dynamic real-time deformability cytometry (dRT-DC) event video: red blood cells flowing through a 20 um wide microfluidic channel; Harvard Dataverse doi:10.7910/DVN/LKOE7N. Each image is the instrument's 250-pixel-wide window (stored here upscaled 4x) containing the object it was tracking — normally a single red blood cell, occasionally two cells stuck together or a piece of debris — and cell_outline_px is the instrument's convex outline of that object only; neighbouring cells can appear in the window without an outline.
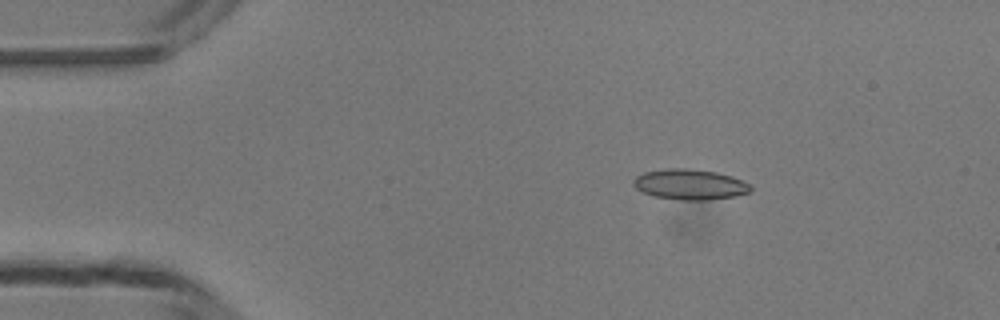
{"species": "common noctule bat (a hibernating species)", "species_latin": "Nyctalus noctula", "temperature_condition": "room temperature", "stored_images_in_passage": 41, "camera_frame_rate_fps": 3000, "um_per_image_px": 0.085, "animal": {"sex": "male", "body_mass_g": 13.3}, "frame": {"image": 1, "passage_image": 1, "time_ms": 0.0, "image_size_px": [1000, 320], "cell_outline_px": [[752, 192], [736, 196], [708, 200], [680, 200], [652, 196], [636, 188], [632, 184], [632, 180], [636, 176], [644, 172], [664, 168], [688, 168], [716, 172], [732, 176], [748, 184], [752, 188]], "centroid_in_image_um": [58.62, 15.68], "position_along_channel_um": 26.4, "area_um2": 20.98}}
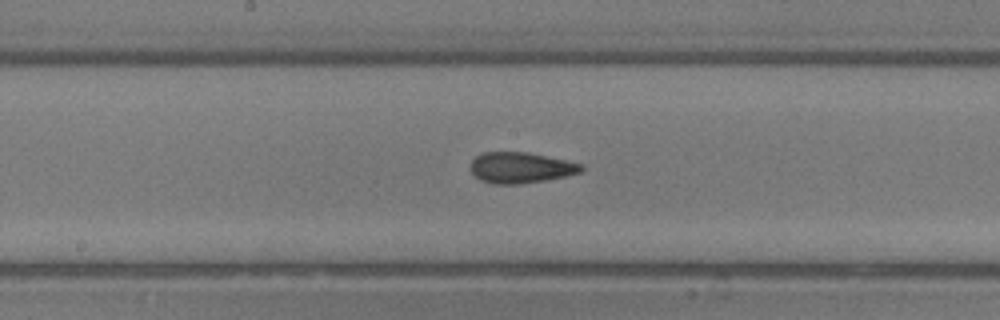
{"frame": {"image": 2, "passage_image": 18, "time_ms": 5.667, "image_size_px": [1000, 320], "cell_outline_px": [[584, 168], [580, 172], [564, 176], [544, 180], [520, 184], [492, 184], [480, 180], [468, 168], [472, 160], [476, 156], [484, 152], [528, 152], [584, 164]], "centroid_in_image_um": [44.23, 14.25], "position_along_channel_um": 204.0, "area_um2": 19.94}}
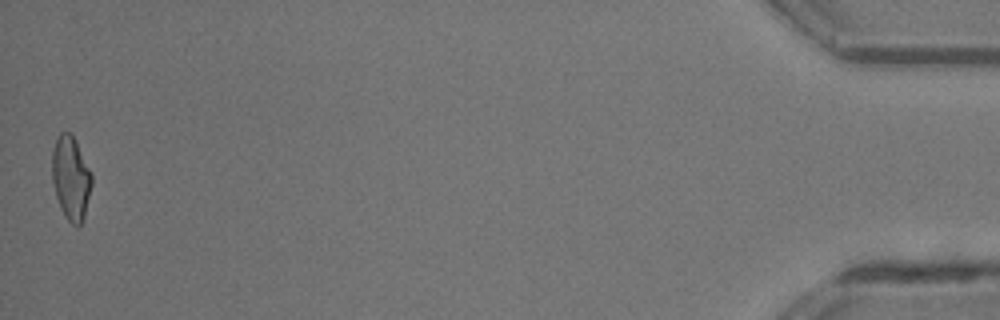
{"frame": {"image": 3, "passage_image": 41, "time_ms": 13.333, "image_size_px": [1000, 320], "cell_outline_px": [[92, 184], [84, 220], [76, 228], [64, 216], [60, 208], [56, 196], [52, 180], [52, 152], [56, 140], [60, 132], [72, 132], [92, 172]], "centroid_in_image_um": [6.04, 15.14], "position_along_channel_um": 429.2, "area_um2": 19.71}, "authors_computed_cell_mechanics": {"area_um2": 19.8254, "velocity_mm_per_s": 4.2542, "shape_relaxation_time_tau1_ms": 10.8998, "shape_relaxation_time_tau2_ms": 2.0804, "deformation_change_tau1": 0.2255, "deformation_change_tau2": 0.0925}}